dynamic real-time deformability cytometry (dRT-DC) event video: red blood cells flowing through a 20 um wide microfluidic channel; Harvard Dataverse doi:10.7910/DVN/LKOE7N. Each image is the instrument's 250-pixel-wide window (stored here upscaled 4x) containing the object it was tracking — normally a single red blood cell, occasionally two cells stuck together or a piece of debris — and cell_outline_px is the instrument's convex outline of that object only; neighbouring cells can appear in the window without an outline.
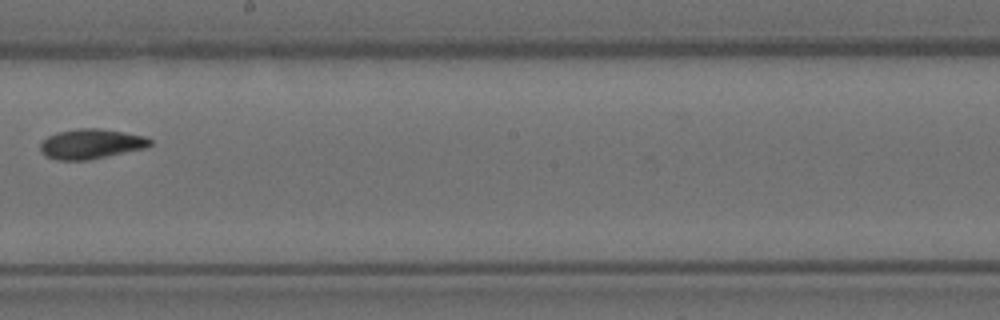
{"species": "Egyptian fruit bat (a non-hibernating species)", "species_latin": "Rousettus aegyptiacus", "temperature_condition": "room temperature", "stored_images_in_passage": 9, "camera_frame_rate_fps": 3000, "um_per_image_px": 0.085, "animal": {"sex": "female"}, "frame": {"image": 1, "passage_image": 9, "time_ms": 2.667, "image_size_px": [1000, 320], "cell_outline_px": [[152, 144], [144, 148], [88, 160], [56, 160], [40, 152], [40, 144], [48, 136], [60, 132], [76, 128], [100, 128], [124, 132], [144, 136], [152, 140]], "centroid_in_image_um": [7.73, 12.23], "position_along_channel_um": 240.5, "area_um2": 18.96}}